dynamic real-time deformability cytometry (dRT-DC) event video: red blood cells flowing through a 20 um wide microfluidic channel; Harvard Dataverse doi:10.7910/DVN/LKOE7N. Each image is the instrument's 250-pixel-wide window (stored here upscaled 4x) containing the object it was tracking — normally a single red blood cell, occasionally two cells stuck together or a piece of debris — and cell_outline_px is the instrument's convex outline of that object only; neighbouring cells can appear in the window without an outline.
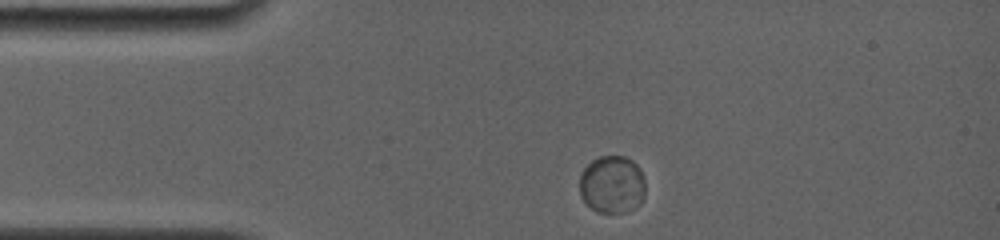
{"species": "common noctule bat (a hibernating species)", "species_latin": "Nyctalus noctula", "temperature_condition": "room temperature", "stored_images_in_passage": 3, "camera_frame_rate_fps": 4000, "um_per_image_px": 0.085, "animal": {"sex": "female", "body_mass_g": 19.0, "forearm_length_mm": 56.7}, "frame": {"image": 1, "passage_image": 1, "time_ms": 0.0, "image_size_px": [1000, 240], "cell_outline_px": [[644, 196], [640, 204], [624, 212], [596, 212], [580, 196], [580, 176], [584, 168], [592, 160], [600, 156], [624, 156], [632, 160], [640, 168], [644, 176]], "centroid_in_image_um": [52.03, 15.66], "position_along_channel_um": 33.0, "area_um2": 22.08}}